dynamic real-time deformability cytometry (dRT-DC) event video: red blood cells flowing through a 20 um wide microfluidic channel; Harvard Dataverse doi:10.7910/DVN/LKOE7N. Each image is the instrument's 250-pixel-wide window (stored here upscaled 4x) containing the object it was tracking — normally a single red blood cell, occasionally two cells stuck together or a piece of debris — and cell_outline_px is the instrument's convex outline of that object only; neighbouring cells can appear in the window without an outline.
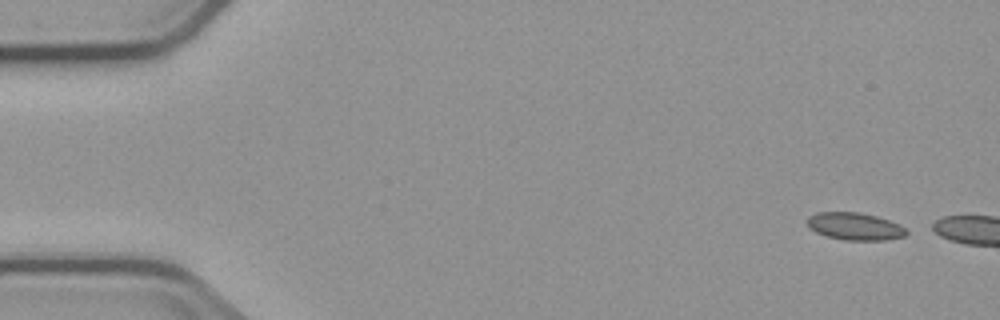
{"species": "common noctule bat (a hibernating species)", "species_latin": "Nyctalus noctula", "temperature_condition": "cold", "stored_images_in_passage": 2, "camera_frame_rate_fps": 3000, "um_per_image_px": 0.085, "animal": {"sex": "male", "body_mass_g": 23.1, "forearm_length_mm": 52.7}, "frame": {"image": 1, "passage_image": 1, "time_ms": 0.0, "image_size_px": [1000, 320], "cell_outline_px": [[908, 232], [904, 236], [884, 240], [844, 240], [828, 236], [816, 232], [808, 224], [808, 216], [816, 212], [860, 212], [876, 216], [900, 224]], "centroid_in_image_um": [72.67, 19.23], "position_along_channel_um": 12.3, "area_um2": 15.66}}